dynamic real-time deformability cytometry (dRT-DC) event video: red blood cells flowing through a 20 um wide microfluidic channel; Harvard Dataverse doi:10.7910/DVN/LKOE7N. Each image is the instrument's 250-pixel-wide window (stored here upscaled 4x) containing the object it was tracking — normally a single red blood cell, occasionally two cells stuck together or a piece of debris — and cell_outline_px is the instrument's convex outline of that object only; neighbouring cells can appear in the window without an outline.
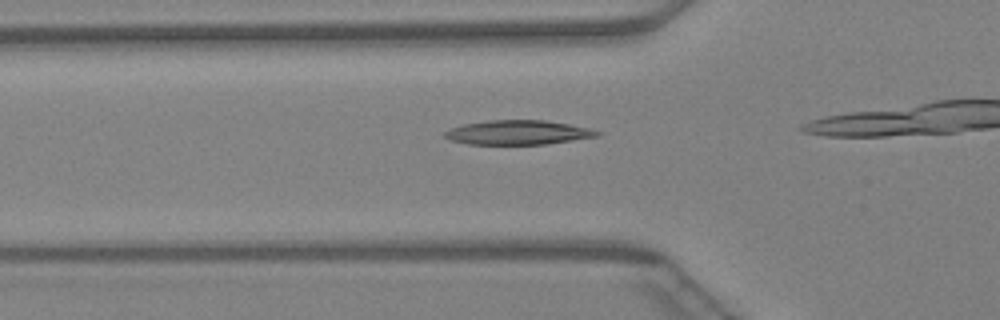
{"species": "Egyptian fruit bat (a non-hibernating species)", "species_latin": "Rousettus aegyptiacus", "temperature_condition": "warm", "stored_images_in_passage": 16, "camera_frame_rate_fps": 3000, "um_per_image_px": 0.085, "animal": {"sex": "female"}, "frame": {"image": 1, "passage_image": 12, "time_ms": 3.667, "image_size_px": [1000, 320], "cell_outline_px": [[600, 136], [544, 144], [468, 144], [448, 140], [444, 136], [444, 132], [448, 128], [464, 124], [488, 120], [544, 120], [592, 128], [600, 132]], "centroid_in_image_um": [44.0, 11.26], "position_along_channel_um": 81.8, "area_um2": 21.68}}